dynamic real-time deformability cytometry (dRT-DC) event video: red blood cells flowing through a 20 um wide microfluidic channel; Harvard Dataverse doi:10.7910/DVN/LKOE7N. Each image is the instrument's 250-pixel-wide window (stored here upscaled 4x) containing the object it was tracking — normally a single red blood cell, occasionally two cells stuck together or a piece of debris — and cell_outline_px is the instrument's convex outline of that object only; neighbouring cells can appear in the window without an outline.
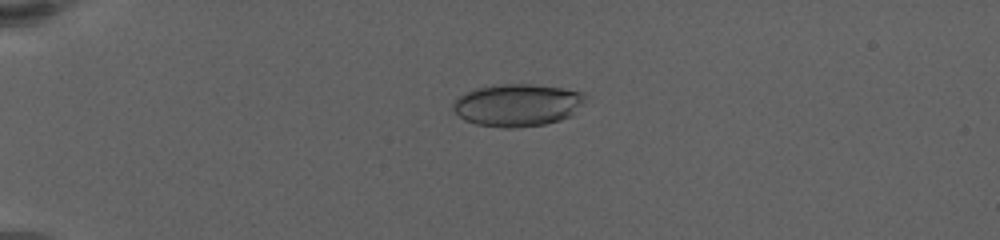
{"species": "human", "species_latin": "Homo sapiens", "temperature_condition": "warm", "stored_images_in_passage": 40, "camera_frame_rate_fps": 3000, "um_per_image_px": 0.085, "donor": {"sex": "female"}, "frame": {"image": 1, "passage_image": 2, "time_ms": 0.333, "image_size_px": [1000, 240], "cell_outline_px": [[584, 100], [572, 116], [560, 120], [544, 124], [516, 128], [504, 128], [476, 124], [464, 120], [452, 108], [452, 104], [460, 96], [468, 92], [480, 88], [504, 84], [528, 84], [560, 88], [584, 92]], "centroid_in_image_um": [43.99, 8.95], "position_along_channel_um": 41.0, "area_um2": 32.25}}
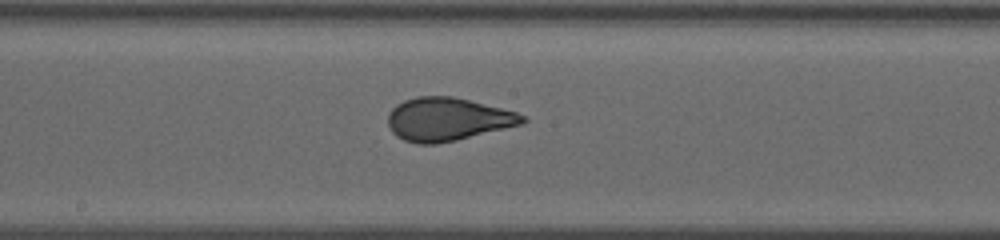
{"frame": {"image": 2, "passage_image": 24, "time_ms": 7.0, "image_size_px": [1000, 240], "cell_outline_px": [[528, 120], [520, 124], [456, 140], [436, 144], [416, 144], [404, 140], [396, 136], [392, 132], [388, 124], [388, 112], [396, 104], [404, 100], [416, 96], [452, 96], [516, 112], [524, 116]], "centroid_in_image_um": [37.98, 10.14], "position_along_channel_um": 210.2, "area_um2": 33.58}}
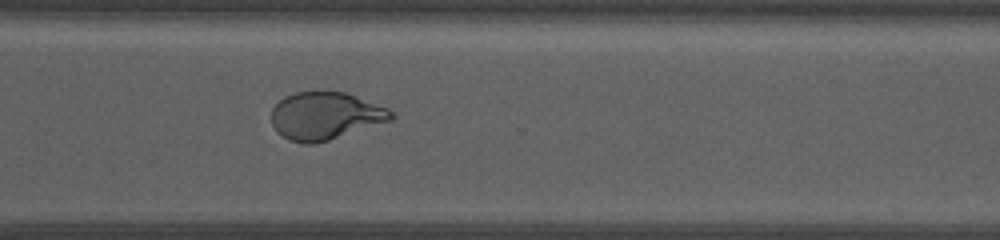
{"frame": {"image": 3, "passage_image": 38, "time_ms": 11.0, "image_size_px": [1000, 240], "cell_outline_px": [[396, 116], [392, 120], [316, 144], [304, 144], [288, 140], [276, 132], [272, 124], [272, 108], [284, 96], [296, 92], [344, 92], [356, 96], [388, 108]], "centroid_in_image_um": [27.64, 9.86], "position_along_channel_um": 343.0, "area_um2": 33.18}}